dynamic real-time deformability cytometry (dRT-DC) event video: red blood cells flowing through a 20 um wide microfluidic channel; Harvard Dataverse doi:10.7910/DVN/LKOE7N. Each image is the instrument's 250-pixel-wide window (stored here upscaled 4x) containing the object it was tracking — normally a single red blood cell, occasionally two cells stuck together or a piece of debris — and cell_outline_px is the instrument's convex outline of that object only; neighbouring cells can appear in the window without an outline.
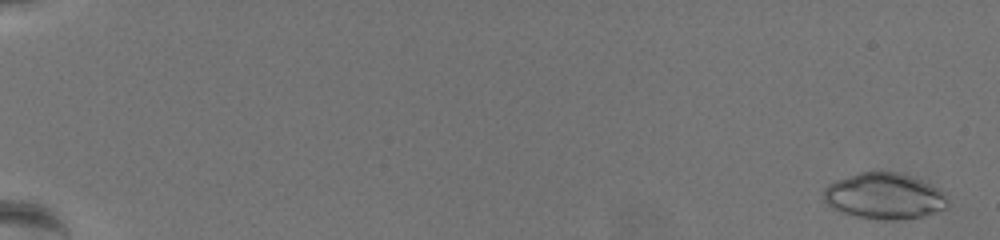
{"species": "common noctule bat (a hibernating species)", "species_latin": "Nyctalus noctula", "temperature_condition": "warm", "stored_images_in_passage": 65, "camera_frame_rate_fps": 3000, "um_per_image_px": 0.085, "animal": {"sex": "female", "body_mass_g": 19.5, "forearm_length_mm": 54.1}, "frame": {"image": 1, "passage_image": 3, "time_ms": 0.667, "image_size_px": [1000, 240], "cell_outline_px": [[948, 208], [920, 216], [896, 220], [892, 220], [856, 216], [840, 212], [832, 208], [824, 200], [824, 188], [828, 184], [836, 180], [860, 172], [892, 172], [920, 180], [936, 188], [944, 196], [948, 204]], "centroid_in_image_um": [75.11, 16.68], "position_along_channel_um": 9.9, "area_um2": 32.48}}
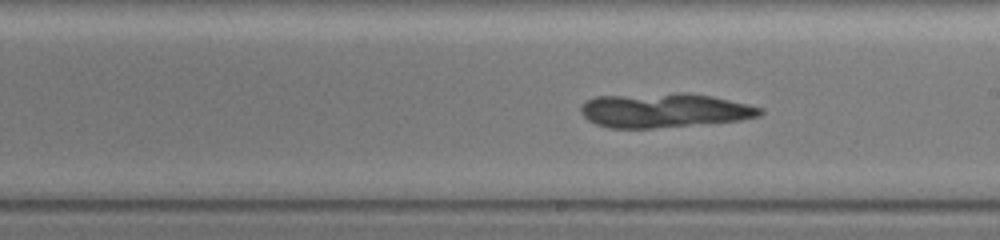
{"frame": {"image": 2, "passage_image": 41, "time_ms": 13.333, "image_size_px": [1000, 240], "cell_outline_px": [[764, 112], [760, 116], [740, 120], [652, 128], [608, 128], [596, 124], [588, 120], [580, 112], [580, 104], [596, 96], [676, 92], [688, 92], [712, 96], [748, 104], [764, 108]], "centroid_in_image_um": [56.45, 9.36], "position_along_channel_um": 232.6, "area_um2": 36.13}}
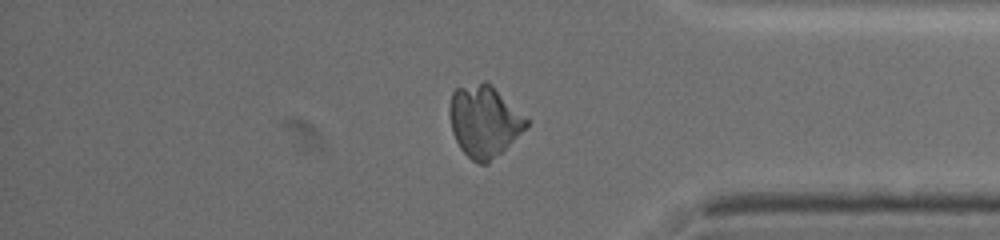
{"frame": {"image": 3, "passage_image": 56, "time_ms": 18.333, "image_size_px": [1000, 240], "cell_outline_px": [[528, 128], [488, 164], [480, 164], [472, 160], [460, 148], [452, 132], [448, 112], [448, 108], [452, 92], [456, 88], [484, 80], [492, 84], [528, 120]], "centroid_in_image_um": [41.14, 10.29], "position_along_channel_um": 394.1, "area_um2": 32.25}}